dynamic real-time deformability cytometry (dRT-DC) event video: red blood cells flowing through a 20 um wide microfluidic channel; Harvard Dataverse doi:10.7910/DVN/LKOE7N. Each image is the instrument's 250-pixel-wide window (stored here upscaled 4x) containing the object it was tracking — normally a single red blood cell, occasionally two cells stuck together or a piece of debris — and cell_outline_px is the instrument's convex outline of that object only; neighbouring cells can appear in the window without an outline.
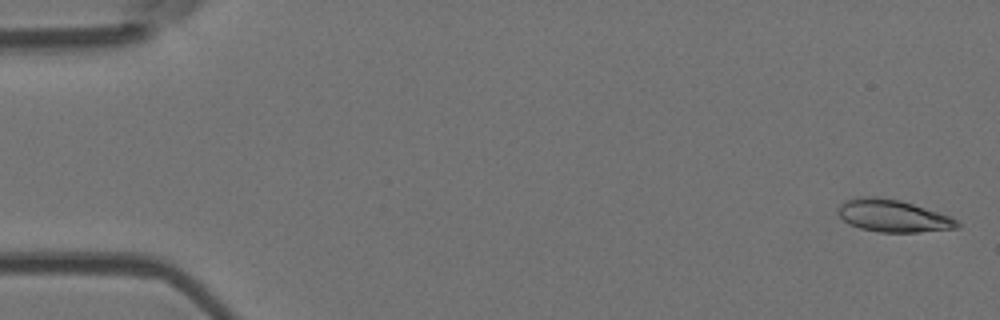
{"species": "Egyptian fruit bat (a non-hibernating species)", "species_latin": "Rousettus aegyptiacus", "temperature_condition": "room temperature", "stored_images_in_passage": 50, "camera_frame_rate_fps": 3000, "um_per_image_px": 0.085, "animal": {"sex": "female"}, "frame": {"image": 1, "passage_image": 1, "time_ms": 0.0, "image_size_px": [1000, 320], "cell_outline_px": [[960, 228], [920, 232], [880, 232], [860, 228], [848, 224], [836, 212], [836, 208], [844, 200], [860, 196], [880, 196], [900, 200], [948, 216], [956, 220], [960, 224]], "centroid_in_image_um": [75.83, 18.34], "position_along_channel_um": 9.2, "area_um2": 22.48}}
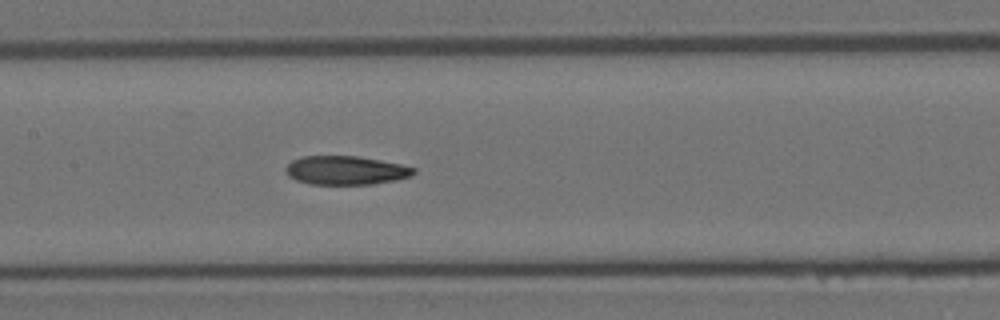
{"frame": {"image": 2, "passage_image": 24, "time_ms": 7.667, "image_size_px": [1000, 320], "cell_outline_px": [[416, 172], [412, 176], [396, 180], [372, 184], [312, 184], [296, 180], [288, 176], [284, 168], [292, 160], [304, 156], [356, 156], [380, 160], [400, 164], [416, 168]], "centroid_in_image_um": [29.4, 14.48], "position_along_channel_um": 178.0, "area_um2": 21.44}}
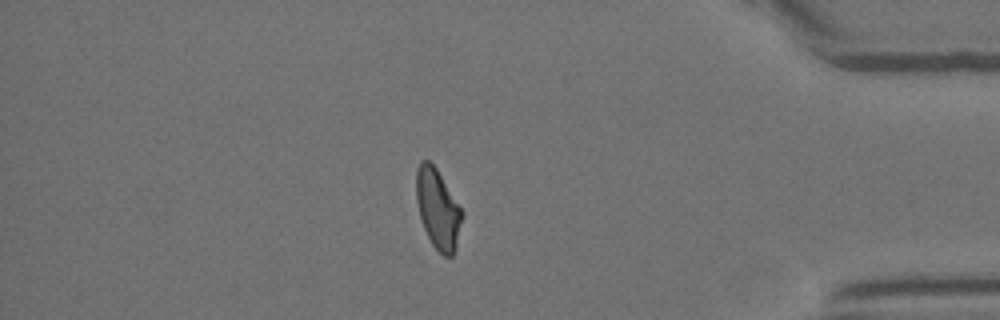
{"frame": {"image": 3, "passage_image": 43, "time_ms": 14.0, "image_size_px": [1000, 320], "cell_outline_px": [[464, 212], [456, 248], [452, 256], [444, 256], [432, 244], [424, 228], [420, 216], [416, 200], [416, 172], [420, 160], [428, 160], [436, 168]], "centroid_in_image_um": [37.22, 17.75], "position_along_channel_um": 398.0, "area_um2": 21.15}, "authors_computed_cell_mechanics": {"area_um2": 21.7039, "velocity_mm_per_s": 4.0217, "shape_relaxation_time_tau1_ms": 5.2572, "shape_relaxation_time_tau2_ms": 2.3612, "deformation_change_tau1": 0.1788, "deformation_change_tau2": 0.087}}